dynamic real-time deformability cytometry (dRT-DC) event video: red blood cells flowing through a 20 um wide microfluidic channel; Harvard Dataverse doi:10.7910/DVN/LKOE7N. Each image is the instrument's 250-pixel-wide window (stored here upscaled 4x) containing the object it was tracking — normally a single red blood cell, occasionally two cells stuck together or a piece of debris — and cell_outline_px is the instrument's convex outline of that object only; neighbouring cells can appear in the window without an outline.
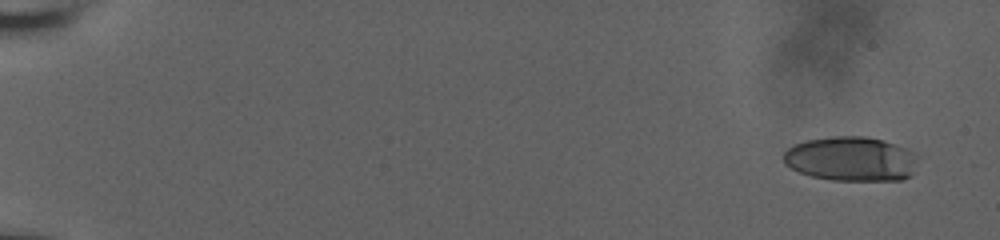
{"species": "human", "species_latin": "Homo sapiens", "temperature_condition": "room temperature", "stored_images_in_passage": 49, "camera_frame_rate_fps": 3000, "um_per_image_px": 0.085, "donor": {"sex": "male"}, "frame": {"image": 1, "passage_image": 1, "time_ms": 0.0, "image_size_px": [1000, 240], "cell_outline_px": [[912, 176], [900, 180], [832, 180], [812, 176], [800, 172], [784, 164], [784, 152], [788, 148], [796, 144], [808, 140], [832, 136], [864, 136], [884, 140], [904, 148], [912, 152]], "centroid_in_image_um": [72.28, 13.5], "position_along_channel_um": 12.7, "area_um2": 34.22}}
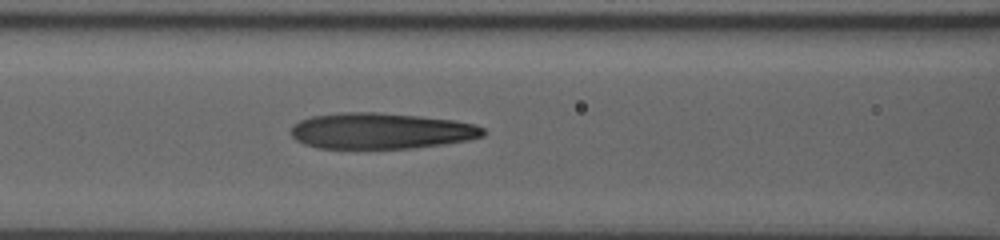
{"frame": {"image": 2, "passage_image": 43, "time_ms": 8.333, "image_size_px": [1000, 240], "cell_outline_px": [[484, 136], [468, 140], [444, 144], [412, 148], [316, 148], [304, 144], [296, 140], [292, 136], [292, 124], [300, 120], [312, 116], [340, 112], [376, 112], [420, 116], [452, 120], [476, 124], [484, 128]], "centroid_in_image_um": [32.37, 11.12], "position_along_channel_um": 134.2, "area_um2": 40.4}}
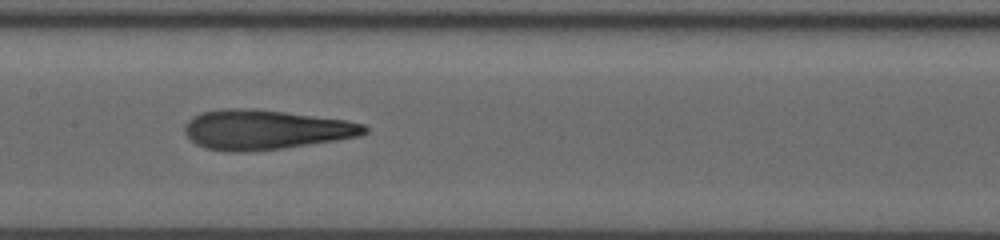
{"frame": {"image": 3, "passage_image": 48, "time_ms": 9.667, "image_size_px": [1000, 240], "cell_outline_px": [[368, 132], [360, 136], [336, 140], [284, 148], [244, 152], [236, 152], [208, 148], [196, 144], [184, 132], [184, 124], [192, 116], [200, 112], [224, 108], [252, 108], [284, 112], [344, 120], [364, 124], [368, 128]], "centroid_in_image_um": [22.53, 11.01], "position_along_channel_um": 184.9, "area_um2": 41.44}}